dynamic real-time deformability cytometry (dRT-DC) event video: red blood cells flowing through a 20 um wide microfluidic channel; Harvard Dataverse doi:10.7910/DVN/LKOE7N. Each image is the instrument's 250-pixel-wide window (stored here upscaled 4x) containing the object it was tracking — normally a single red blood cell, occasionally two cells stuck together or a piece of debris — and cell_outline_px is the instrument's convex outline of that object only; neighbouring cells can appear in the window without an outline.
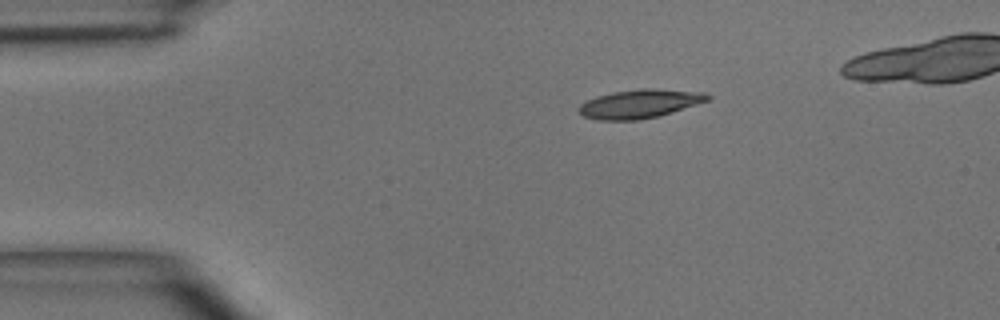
{"species": "common noctule bat (a hibernating species)", "species_latin": "Nyctalus noctula", "temperature_condition": "room temperature", "stored_images_in_passage": 3, "camera_frame_rate_fps": 3000, "um_per_image_px": 0.085, "animal": {"sex": "male", "body_mass_g": 15.6}, "frame": {"image": 1, "passage_image": 1, "time_ms": 0.0, "image_size_px": [1000, 320], "cell_outline_px": [[712, 96], [708, 100], [672, 112], [656, 116], [636, 120], [596, 120], [584, 116], [576, 108], [580, 104], [596, 96], [612, 92], [644, 88], [656, 88], [704, 92]], "centroid_in_image_um": [54.36, 8.81], "position_along_channel_um": 30.6, "area_um2": 21.44}}